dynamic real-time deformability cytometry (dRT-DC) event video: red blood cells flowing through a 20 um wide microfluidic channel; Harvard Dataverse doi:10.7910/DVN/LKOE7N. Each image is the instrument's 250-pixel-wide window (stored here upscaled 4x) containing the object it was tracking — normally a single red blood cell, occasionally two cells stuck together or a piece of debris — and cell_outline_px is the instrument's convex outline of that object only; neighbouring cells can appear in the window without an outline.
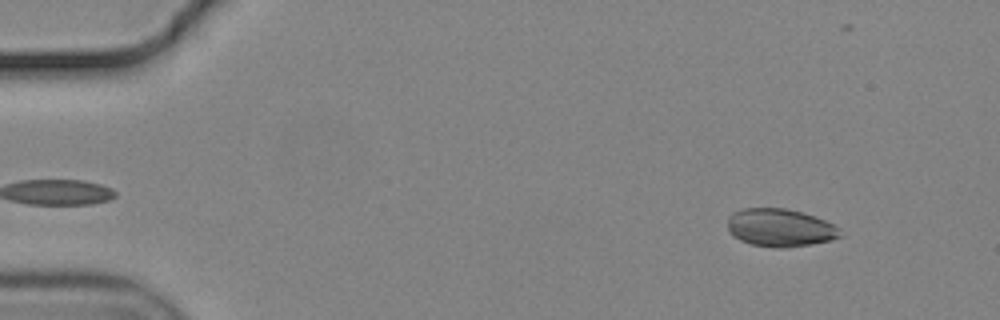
{"species": "common noctule bat (a hibernating species)", "species_latin": "Nyctalus noctula", "temperature_condition": "cold", "stored_images_in_passage": 56, "camera_frame_rate_fps": 3000, "um_per_image_px": 0.085, "animal": {"sex": "male", "body_mass_g": 19.2, "forearm_length_mm": 51.8}, "frame": {"image": 1, "passage_image": 5, "time_ms": 1.333, "image_size_px": [1000, 320], "cell_outline_px": [[844, 236], [832, 240], [812, 244], [780, 248], [772, 248], [752, 244], [740, 240], [732, 236], [728, 232], [728, 216], [732, 212], [744, 208], [784, 208], [804, 212], [824, 220], [840, 228]], "centroid_in_image_um": [66.31, 19.36], "position_along_channel_um": 18.7, "area_um2": 25.2}}
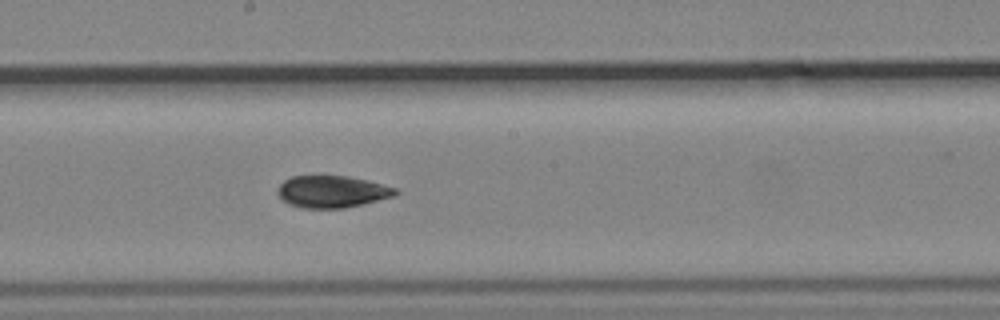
{"frame": {"image": 2, "passage_image": 30, "time_ms": 9.667, "image_size_px": [1000, 320], "cell_outline_px": [[400, 192], [392, 196], [344, 208], [300, 208], [288, 204], [280, 200], [276, 192], [276, 188], [284, 180], [292, 176], [320, 172], [348, 176], [368, 180], [396, 188]], "centroid_in_image_um": [28.11, 16.24], "position_along_channel_um": 220.1, "area_um2": 22.83}}
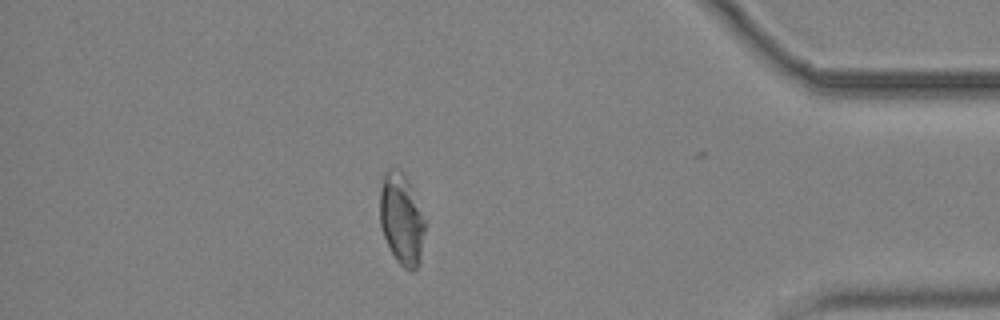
{"frame": {"image": 3, "passage_image": 48, "time_ms": 15.667, "image_size_px": [1000, 320], "cell_outline_px": [[424, 232], [420, 260], [416, 268], [412, 272], [404, 268], [396, 260], [384, 236], [380, 224], [380, 188], [384, 172], [388, 168], [396, 168], [404, 172], [412, 188], [424, 224]], "centroid_in_image_um": [34.1, 18.6], "position_along_channel_um": 401.1, "area_um2": 23.64}, "authors_computed_cell_mechanics": {"area_um2": 23.6113, "velocity_mm_per_s": 3.6487, "shape_relaxation_time_tau1_ms": 7.3132, "shape_relaxation_time_tau2_ms": 3.162, "deformation_change_tau1": 0.1801, "deformation_change_tau2": 0.0493}}